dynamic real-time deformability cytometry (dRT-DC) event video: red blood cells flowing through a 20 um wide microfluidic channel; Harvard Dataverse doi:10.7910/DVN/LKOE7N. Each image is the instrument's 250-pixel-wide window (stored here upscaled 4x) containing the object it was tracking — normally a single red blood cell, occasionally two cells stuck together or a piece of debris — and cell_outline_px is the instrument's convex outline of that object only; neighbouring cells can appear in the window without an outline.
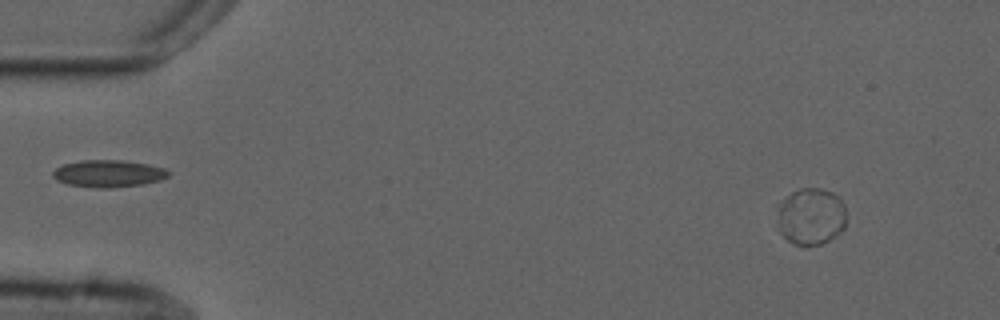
{"species": "common noctule bat (a hibernating species)", "species_latin": "Nyctalus noctula", "temperature_condition": "cold", "stored_images_in_passage": 4, "camera_frame_rate_fps": 3000, "um_per_image_px": 0.085, "animal": {"sex": "male", "forearm_length_mm": 52.5}, "frame": {"image": 1, "passage_image": 1, "time_ms": 0.0, "image_size_px": [1000, 320], "cell_outline_px": [[844, 228], [840, 232], [828, 240], [820, 244], [804, 248], [792, 244], [780, 232], [776, 204], [792, 192], [800, 188], [820, 188], [832, 192], [840, 196], [844, 204]], "centroid_in_image_um": [68.9, 18.4], "position_along_channel_um": 16.1, "area_um2": 23.29}}
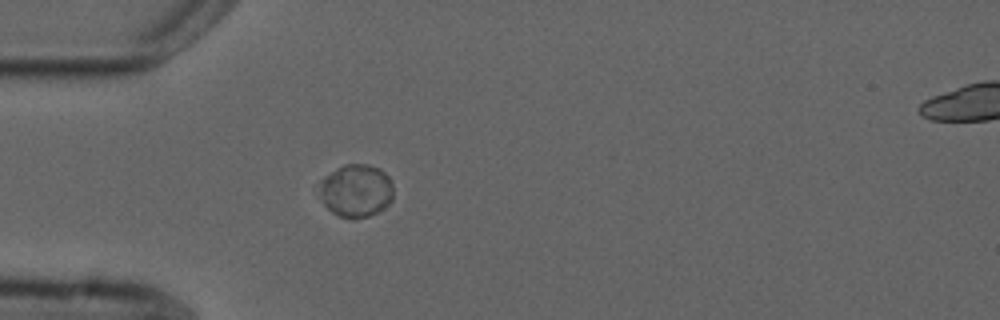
{"frame": {"image": 2, "passage_image": 4, "time_ms": 3.667, "image_size_px": [1000, 320], "cell_outline_px": [[392, 200], [384, 208], [368, 216], [352, 220], [340, 216], [332, 212], [324, 204], [320, 196], [320, 180], [324, 176], [344, 164], [368, 164], [380, 168], [388, 176], [392, 184]], "centroid_in_image_um": [30.26, 16.2], "position_along_channel_um": 54.7, "area_um2": 22.89}}